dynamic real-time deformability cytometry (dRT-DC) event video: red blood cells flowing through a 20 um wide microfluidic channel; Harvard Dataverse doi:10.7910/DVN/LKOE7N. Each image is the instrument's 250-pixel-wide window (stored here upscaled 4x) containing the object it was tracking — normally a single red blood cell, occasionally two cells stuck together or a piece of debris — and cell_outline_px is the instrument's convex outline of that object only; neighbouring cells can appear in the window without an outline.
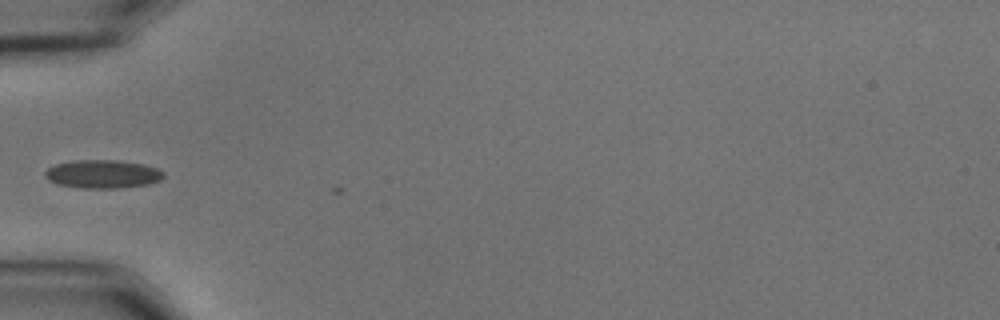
{"species": "common noctule bat (a hibernating species)", "species_latin": "Nyctalus noctula", "temperature_condition": "cold", "stored_images_in_passage": 3, "camera_frame_rate_fps": 3000, "um_per_image_px": 0.085, "animal": {"sex": "male", "body_mass_g": 15.6}, "frame": {"image": 1, "passage_image": 1, "time_ms": 0.0, "image_size_px": [1000, 320], "cell_outline_px": [[164, 176], [160, 180], [148, 184], [116, 188], [80, 188], [56, 184], [48, 180], [44, 176], [44, 172], [48, 168], [56, 164], [72, 160], [116, 160], [144, 164], [156, 168], [164, 172]], "centroid_in_image_um": [8.69, 14.79], "position_along_channel_um": 76.3, "area_um2": 19.65}}